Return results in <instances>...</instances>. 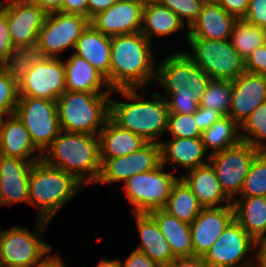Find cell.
I'll return each instance as SVG.
<instances>
[{
  "label": "cell",
  "instance_id": "46",
  "mask_svg": "<svg viewBox=\"0 0 266 267\" xmlns=\"http://www.w3.org/2000/svg\"><path fill=\"white\" fill-rule=\"evenodd\" d=\"M120 267H161L152 261L145 253L133 250L125 262L120 260Z\"/></svg>",
  "mask_w": 266,
  "mask_h": 267
},
{
  "label": "cell",
  "instance_id": "8",
  "mask_svg": "<svg viewBox=\"0 0 266 267\" xmlns=\"http://www.w3.org/2000/svg\"><path fill=\"white\" fill-rule=\"evenodd\" d=\"M192 52L186 55L211 79L233 81L244 73L245 59L232 47L228 40L188 38Z\"/></svg>",
  "mask_w": 266,
  "mask_h": 267
},
{
  "label": "cell",
  "instance_id": "43",
  "mask_svg": "<svg viewBox=\"0 0 266 267\" xmlns=\"http://www.w3.org/2000/svg\"><path fill=\"white\" fill-rule=\"evenodd\" d=\"M245 70L266 76V43L246 57Z\"/></svg>",
  "mask_w": 266,
  "mask_h": 267
},
{
  "label": "cell",
  "instance_id": "20",
  "mask_svg": "<svg viewBox=\"0 0 266 267\" xmlns=\"http://www.w3.org/2000/svg\"><path fill=\"white\" fill-rule=\"evenodd\" d=\"M34 162L0 155V192L3 205L28 203L29 175Z\"/></svg>",
  "mask_w": 266,
  "mask_h": 267
},
{
  "label": "cell",
  "instance_id": "45",
  "mask_svg": "<svg viewBox=\"0 0 266 267\" xmlns=\"http://www.w3.org/2000/svg\"><path fill=\"white\" fill-rule=\"evenodd\" d=\"M218 3L227 13L242 19L247 12L249 0H213Z\"/></svg>",
  "mask_w": 266,
  "mask_h": 267
},
{
  "label": "cell",
  "instance_id": "15",
  "mask_svg": "<svg viewBox=\"0 0 266 267\" xmlns=\"http://www.w3.org/2000/svg\"><path fill=\"white\" fill-rule=\"evenodd\" d=\"M3 6L15 48L21 54L33 53L47 13L32 0H11Z\"/></svg>",
  "mask_w": 266,
  "mask_h": 267
},
{
  "label": "cell",
  "instance_id": "1",
  "mask_svg": "<svg viewBox=\"0 0 266 267\" xmlns=\"http://www.w3.org/2000/svg\"><path fill=\"white\" fill-rule=\"evenodd\" d=\"M155 82L165 89L169 113L193 114L211 82V77L184 51H177L157 65Z\"/></svg>",
  "mask_w": 266,
  "mask_h": 267
},
{
  "label": "cell",
  "instance_id": "57",
  "mask_svg": "<svg viewBox=\"0 0 266 267\" xmlns=\"http://www.w3.org/2000/svg\"><path fill=\"white\" fill-rule=\"evenodd\" d=\"M9 1H11V0H0V5H3L5 3H8Z\"/></svg>",
  "mask_w": 266,
  "mask_h": 267
},
{
  "label": "cell",
  "instance_id": "5",
  "mask_svg": "<svg viewBox=\"0 0 266 267\" xmlns=\"http://www.w3.org/2000/svg\"><path fill=\"white\" fill-rule=\"evenodd\" d=\"M85 185L74 175L46 164L34 162L28 184V204L35 205L38 219L51 222L69 200Z\"/></svg>",
  "mask_w": 266,
  "mask_h": 267
},
{
  "label": "cell",
  "instance_id": "17",
  "mask_svg": "<svg viewBox=\"0 0 266 267\" xmlns=\"http://www.w3.org/2000/svg\"><path fill=\"white\" fill-rule=\"evenodd\" d=\"M264 102H266V76L245 71L231 81L228 116L239 126Z\"/></svg>",
  "mask_w": 266,
  "mask_h": 267
},
{
  "label": "cell",
  "instance_id": "33",
  "mask_svg": "<svg viewBox=\"0 0 266 267\" xmlns=\"http://www.w3.org/2000/svg\"><path fill=\"white\" fill-rule=\"evenodd\" d=\"M202 208L196 196L179 177L172 187L164 210L180 221L191 224Z\"/></svg>",
  "mask_w": 266,
  "mask_h": 267
},
{
  "label": "cell",
  "instance_id": "9",
  "mask_svg": "<svg viewBox=\"0 0 266 267\" xmlns=\"http://www.w3.org/2000/svg\"><path fill=\"white\" fill-rule=\"evenodd\" d=\"M165 166L160 164L157 168L136 174L127 179L122 188L133 205L132 213H150L164 209L174 183L179 177L174 172H164Z\"/></svg>",
  "mask_w": 266,
  "mask_h": 267
},
{
  "label": "cell",
  "instance_id": "50",
  "mask_svg": "<svg viewBox=\"0 0 266 267\" xmlns=\"http://www.w3.org/2000/svg\"><path fill=\"white\" fill-rule=\"evenodd\" d=\"M255 252L254 261L256 262L253 267H266V237L255 241Z\"/></svg>",
  "mask_w": 266,
  "mask_h": 267
},
{
  "label": "cell",
  "instance_id": "38",
  "mask_svg": "<svg viewBox=\"0 0 266 267\" xmlns=\"http://www.w3.org/2000/svg\"><path fill=\"white\" fill-rule=\"evenodd\" d=\"M18 98V77L14 66H0V111L14 114Z\"/></svg>",
  "mask_w": 266,
  "mask_h": 267
},
{
  "label": "cell",
  "instance_id": "7",
  "mask_svg": "<svg viewBox=\"0 0 266 267\" xmlns=\"http://www.w3.org/2000/svg\"><path fill=\"white\" fill-rule=\"evenodd\" d=\"M14 68L18 77L19 96L56 101L66 91L62 58L25 53Z\"/></svg>",
  "mask_w": 266,
  "mask_h": 267
},
{
  "label": "cell",
  "instance_id": "55",
  "mask_svg": "<svg viewBox=\"0 0 266 267\" xmlns=\"http://www.w3.org/2000/svg\"><path fill=\"white\" fill-rule=\"evenodd\" d=\"M10 114L6 111H0V131L4 122V118H6L7 116H9Z\"/></svg>",
  "mask_w": 266,
  "mask_h": 267
},
{
  "label": "cell",
  "instance_id": "56",
  "mask_svg": "<svg viewBox=\"0 0 266 267\" xmlns=\"http://www.w3.org/2000/svg\"><path fill=\"white\" fill-rule=\"evenodd\" d=\"M0 267H35V266H24V265H3V264H0Z\"/></svg>",
  "mask_w": 266,
  "mask_h": 267
},
{
  "label": "cell",
  "instance_id": "48",
  "mask_svg": "<svg viewBox=\"0 0 266 267\" xmlns=\"http://www.w3.org/2000/svg\"><path fill=\"white\" fill-rule=\"evenodd\" d=\"M164 267H209L203 257H176Z\"/></svg>",
  "mask_w": 266,
  "mask_h": 267
},
{
  "label": "cell",
  "instance_id": "22",
  "mask_svg": "<svg viewBox=\"0 0 266 267\" xmlns=\"http://www.w3.org/2000/svg\"><path fill=\"white\" fill-rule=\"evenodd\" d=\"M160 145L161 164L166 166L171 162L174 164L171 165L174 172L178 170L175 164L188 171L209 163L210 155L206 152L201 137L171 138L167 142L162 141Z\"/></svg>",
  "mask_w": 266,
  "mask_h": 267
},
{
  "label": "cell",
  "instance_id": "2",
  "mask_svg": "<svg viewBox=\"0 0 266 267\" xmlns=\"http://www.w3.org/2000/svg\"><path fill=\"white\" fill-rule=\"evenodd\" d=\"M151 43L141 32L111 37L112 90L138 88L145 92V85L155 81L156 62Z\"/></svg>",
  "mask_w": 266,
  "mask_h": 267
},
{
  "label": "cell",
  "instance_id": "40",
  "mask_svg": "<svg viewBox=\"0 0 266 267\" xmlns=\"http://www.w3.org/2000/svg\"><path fill=\"white\" fill-rule=\"evenodd\" d=\"M21 56L10 36L7 10L0 5V66H14Z\"/></svg>",
  "mask_w": 266,
  "mask_h": 267
},
{
  "label": "cell",
  "instance_id": "52",
  "mask_svg": "<svg viewBox=\"0 0 266 267\" xmlns=\"http://www.w3.org/2000/svg\"><path fill=\"white\" fill-rule=\"evenodd\" d=\"M35 267H66L62 259L58 254L46 255L41 261H39Z\"/></svg>",
  "mask_w": 266,
  "mask_h": 267
},
{
  "label": "cell",
  "instance_id": "27",
  "mask_svg": "<svg viewBox=\"0 0 266 267\" xmlns=\"http://www.w3.org/2000/svg\"><path fill=\"white\" fill-rule=\"evenodd\" d=\"M73 51L98 70L110 87L111 37L101 33L90 23L76 41Z\"/></svg>",
  "mask_w": 266,
  "mask_h": 267
},
{
  "label": "cell",
  "instance_id": "10",
  "mask_svg": "<svg viewBox=\"0 0 266 267\" xmlns=\"http://www.w3.org/2000/svg\"><path fill=\"white\" fill-rule=\"evenodd\" d=\"M89 24L90 20L81 14L60 11L47 14L33 54L62 58L60 54L65 50H74L76 41Z\"/></svg>",
  "mask_w": 266,
  "mask_h": 267
},
{
  "label": "cell",
  "instance_id": "29",
  "mask_svg": "<svg viewBox=\"0 0 266 267\" xmlns=\"http://www.w3.org/2000/svg\"><path fill=\"white\" fill-rule=\"evenodd\" d=\"M157 222L176 257H192L193 245L190 224L180 221L164 209L149 213Z\"/></svg>",
  "mask_w": 266,
  "mask_h": 267
},
{
  "label": "cell",
  "instance_id": "35",
  "mask_svg": "<svg viewBox=\"0 0 266 267\" xmlns=\"http://www.w3.org/2000/svg\"><path fill=\"white\" fill-rule=\"evenodd\" d=\"M241 140L266 152V102L261 103L240 125Z\"/></svg>",
  "mask_w": 266,
  "mask_h": 267
},
{
  "label": "cell",
  "instance_id": "44",
  "mask_svg": "<svg viewBox=\"0 0 266 267\" xmlns=\"http://www.w3.org/2000/svg\"><path fill=\"white\" fill-rule=\"evenodd\" d=\"M196 123L199 129L203 132L207 130L214 122L223 117L222 114L206 107H199L197 111L194 112Z\"/></svg>",
  "mask_w": 266,
  "mask_h": 267
},
{
  "label": "cell",
  "instance_id": "4",
  "mask_svg": "<svg viewBox=\"0 0 266 267\" xmlns=\"http://www.w3.org/2000/svg\"><path fill=\"white\" fill-rule=\"evenodd\" d=\"M41 159L74 175L85 186L96 184L101 172L99 137L61 131L43 151Z\"/></svg>",
  "mask_w": 266,
  "mask_h": 267
},
{
  "label": "cell",
  "instance_id": "39",
  "mask_svg": "<svg viewBox=\"0 0 266 267\" xmlns=\"http://www.w3.org/2000/svg\"><path fill=\"white\" fill-rule=\"evenodd\" d=\"M167 132L172 138H196L202 136L193 114L168 113Z\"/></svg>",
  "mask_w": 266,
  "mask_h": 267
},
{
  "label": "cell",
  "instance_id": "36",
  "mask_svg": "<svg viewBox=\"0 0 266 267\" xmlns=\"http://www.w3.org/2000/svg\"><path fill=\"white\" fill-rule=\"evenodd\" d=\"M231 103V81L212 79L199 100V107H206L227 116Z\"/></svg>",
  "mask_w": 266,
  "mask_h": 267
},
{
  "label": "cell",
  "instance_id": "31",
  "mask_svg": "<svg viewBox=\"0 0 266 267\" xmlns=\"http://www.w3.org/2000/svg\"><path fill=\"white\" fill-rule=\"evenodd\" d=\"M186 28L182 20L161 3L143 7L141 33L151 42L154 35L169 36L179 29Z\"/></svg>",
  "mask_w": 266,
  "mask_h": 267
},
{
  "label": "cell",
  "instance_id": "16",
  "mask_svg": "<svg viewBox=\"0 0 266 267\" xmlns=\"http://www.w3.org/2000/svg\"><path fill=\"white\" fill-rule=\"evenodd\" d=\"M100 160L101 172L97 184L125 182L130 177L155 169L161 164V145L147 142L129 155Z\"/></svg>",
  "mask_w": 266,
  "mask_h": 267
},
{
  "label": "cell",
  "instance_id": "25",
  "mask_svg": "<svg viewBox=\"0 0 266 267\" xmlns=\"http://www.w3.org/2000/svg\"><path fill=\"white\" fill-rule=\"evenodd\" d=\"M63 64L65 67L66 91L89 93L112 92L106 78L90 65L86 59L72 53L66 60H63Z\"/></svg>",
  "mask_w": 266,
  "mask_h": 267
},
{
  "label": "cell",
  "instance_id": "12",
  "mask_svg": "<svg viewBox=\"0 0 266 267\" xmlns=\"http://www.w3.org/2000/svg\"><path fill=\"white\" fill-rule=\"evenodd\" d=\"M14 114L41 153L61 132L56 101L19 96Z\"/></svg>",
  "mask_w": 266,
  "mask_h": 267
},
{
  "label": "cell",
  "instance_id": "23",
  "mask_svg": "<svg viewBox=\"0 0 266 267\" xmlns=\"http://www.w3.org/2000/svg\"><path fill=\"white\" fill-rule=\"evenodd\" d=\"M0 155L31 162L42 158V153L32 143L27 129L15 114L4 119L0 131Z\"/></svg>",
  "mask_w": 266,
  "mask_h": 267
},
{
  "label": "cell",
  "instance_id": "58",
  "mask_svg": "<svg viewBox=\"0 0 266 267\" xmlns=\"http://www.w3.org/2000/svg\"><path fill=\"white\" fill-rule=\"evenodd\" d=\"M3 205V200H2V197H1V192H0V206Z\"/></svg>",
  "mask_w": 266,
  "mask_h": 267
},
{
  "label": "cell",
  "instance_id": "26",
  "mask_svg": "<svg viewBox=\"0 0 266 267\" xmlns=\"http://www.w3.org/2000/svg\"><path fill=\"white\" fill-rule=\"evenodd\" d=\"M133 214L141 240L135 250L145 253L161 267L167 266L176 256L157 222L149 213Z\"/></svg>",
  "mask_w": 266,
  "mask_h": 267
},
{
  "label": "cell",
  "instance_id": "41",
  "mask_svg": "<svg viewBox=\"0 0 266 267\" xmlns=\"http://www.w3.org/2000/svg\"><path fill=\"white\" fill-rule=\"evenodd\" d=\"M206 0H160L159 3L176 14L189 29L197 20ZM187 19V20H186Z\"/></svg>",
  "mask_w": 266,
  "mask_h": 267
},
{
  "label": "cell",
  "instance_id": "3",
  "mask_svg": "<svg viewBox=\"0 0 266 267\" xmlns=\"http://www.w3.org/2000/svg\"><path fill=\"white\" fill-rule=\"evenodd\" d=\"M138 88L116 89L113 94H122L126 100L109 99V117L120 127L141 136L147 142L161 143L157 138L167 131L168 106L162 94H152V100H144Z\"/></svg>",
  "mask_w": 266,
  "mask_h": 267
},
{
  "label": "cell",
  "instance_id": "21",
  "mask_svg": "<svg viewBox=\"0 0 266 267\" xmlns=\"http://www.w3.org/2000/svg\"><path fill=\"white\" fill-rule=\"evenodd\" d=\"M237 18L227 13L218 3L206 0L197 20L188 29V38L228 40Z\"/></svg>",
  "mask_w": 266,
  "mask_h": 267
},
{
  "label": "cell",
  "instance_id": "47",
  "mask_svg": "<svg viewBox=\"0 0 266 267\" xmlns=\"http://www.w3.org/2000/svg\"><path fill=\"white\" fill-rule=\"evenodd\" d=\"M88 0H63L60 12L81 14L87 17Z\"/></svg>",
  "mask_w": 266,
  "mask_h": 267
},
{
  "label": "cell",
  "instance_id": "42",
  "mask_svg": "<svg viewBox=\"0 0 266 267\" xmlns=\"http://www.w3.org/2000/svg\"><path fill=\"white\" fill-rule=\"evenodd\" d=\"M242 19L264 29L266 27V0H249L246 15Z\"/></svg>",
  "mask_w": 266,
  "mask_h": 267
},
{
  "label": "cell",
  "instance_id": "49",
  "mask_svg": "<svg viewBox=\"0 0 266 267\" xmlns=\"http://www.w3.org/2000/svg\"><path fill=\"white\" fill-rule=\"evenodd\" d=\"M118 0H88L87 1V18L91 20L98 13L107 10Z\"/></svg>",
  "mask_w": 266,
  "mask_h": 267
},
{
  "label": "cell",
  "instance_id": "54",
  "mask_svg": "<svg viewBox=\"0 0 266 267\" xmlns=\"http://www.w3.org/2000/svg\"><path fill=\"white\" fill-rule=\"evenodd\" d=\"M137 3L141 4L143 7L150 5V4H155V3H159L160 0H134Z\"/></svg>",
  "mask_w": 266,
  "mask_h": 267
},
{
  "label": "cell",
  "instance_id": "32",
  "mask_svg": "<svg viewBox=\"0 0 266 267\" xmlns=\"http://www.w3.org/2000/svg\"><path fill=\"white\" fill-rule=\"evenodd\" d=\"M206 152L211 150L209 155L221 152L227 148L239 144L240 126L228 115L221 117L214 122L201 136Z\"/></svg>",
  "mask_w": 266,
  "mask_h": 267
},
{
  "label": "cell",
  "instance_id": "37",
  "mask_svg": "<svg viewBox=\"0 0 266 267\" xmlns=\"http://www.w3.org/2000/svg\"><path fill=\"white\" fill-rule=\"evenodd\" d=\"M240 197H266V152H260L254 158Z\"/></svg>",
  "mask_w": 266,
  "mask_h": 267
},
{
  "label": "cell",
  "instance_id": "28",
  "mask_svg": "<svg viewBox=\"0 0 266 267\" xmlns=\"http://www.w3.org/2000/svg\"><path fill=\"white\" fill-rule=\"evenodd\" d=\"M98 137L100 159L129 155L147 143L141 136L117 125L110 117L107 118Z\"/></svg>",
  "mask_w": 266,
  "mask_h": 267
},
{
  "label": "cell",
  "instance_id": "51",
  "mask_svg": "<svg viewBox=\"0 0 266 267\" xmlns=\"http://www.w3.org/2000/svg\"><path fill=\"white\" fill-rule=\"evenodd\" d=\"M47 14L53 12H59L62 6L63 0H32Z\"/></svg>",
  "mask_w": 266,
  "mask_h": 267
},
{
  "label": "cell",
  "instance_id": "34",
  "mask_svg": "<svg viewBox=\"0 0 266 267\" xmlns=\"http://www.w3.org/2000/svg\"><path fill=\"white\" fill-rule=\"evenodd\" d=\"M229 41L239 55L246 59L256 48L266 43L265 30L244 19H237L233 25Z\"/></svg>",
  "mask_w": 266,
  "mask_h": 267
},
{
  "label": "cell",
  "instance_id": "30",
  "mask_svg": "<svg viewBox=\"0 0 266 267\" xmlns=\"http://www.w3.org/2000/svg\"><path fill=\"white\" fill-rule=\"evenodd\" d=\"M232 204L234 219L255 241L266 237V197H239Z\"/></svg>",
  "mask_w": 266,
  "mask_h": 267
},
{
  "label": "cell",
  "instance_id": "24",
  "mask_svg": "<svg viewBox=\"0 0 266 267\" xmlns=\"http://www.w3.org/2000/svg\"><path fill=\"white\" fill-rule=\"evenodd\" d=\"M187 172L179 177L187 184L203 208L232 205V201L222 191L215 170L210 163Z\"/></svg>",
  "mask_w": 266,
  "mask_h": 267
},
{
  "label": "cell",
  "instance_id": "18",
  "mask_svg": "<svg viewBox=\"0 0 266 267\" xmlns=\"http://www.w3.org/2000/svg\"><path fill=\"white\" fill-rule=\"evenodd\" d=\"M233 219V204L202 208L190 224L193 256L204 257Z\"/></svg>",
  "mask_w": 266,
  "mask_h": 267
},
{
  "label": "cell",
  "instance_id": "14",
  "mask_svg": "<svg viewBox=\"0 0 266 267\" xmlns=\"http://www.w3.org/2000/svg\"><path fill=\"white\" fill-rule=\"evenodd\" d=\"M254 248L255 240L233 219L203 259L209 267H253L247 256Z\"/></svg>",
  "mask_w": 266,
  "mask_h": 267
},
{
  "label": "cell",
  "instance_id": "6",
  "mask_svg": "<svg viewBox=\"0 0 266 267\" xmlns=\"http://www.w3.org/2000/svg\"><path fill=\"white\" fill-rule=\"evenodd\" d=\"M111 94L65 91L56 100L61 131L98 135L109 117Z\"/></svg>",
  "mask_w": 266,
  "mask_h": 267
},
{
  "label": "cell",
  "instance_id": "19",
  "mask_svg": "<svg viewBox=\"0 0 266 267\" xmlns=\"http://www.w3.org/2000/svg\"><path fill=\"white\" fill-rule=\"evenodd\" d=\"M143 6L134 0H118L94 16L90 23L109 37L141 32Z\"/></svg>",
  "mask_w": 266,
  "mask_h": 267
},
{
  "label": "cell",
  "instance_id": "53",
  "mask_svg": "<svg viewBox=\"0 0 266 267\" xmlns=\"http://www.w3.org/2000/svg\"><path fill=\"white\" fill-rule=\"evenodd\" d=\"M97 267H120V260L119 259H102L100 262L97 263Z\"/></svg>",
  "mask_w": 266,
  "mask_h": 267
},
{
  "label": "cell",
  "instance_id": "13",
  "mask_svg": "<svg viewBox=\"0 0 266 267\" xmlns=\"http://www.w3.org/2000/svg\"><path fill=\"white\" fill-rule=\"evenodd\" d=\"M260 153L251 144H239L209 156L222 191L233 202L239 196L254 158Z\"/></svg>",
  "mask_w": 266,
  "mask_h": 267
},
{
  "label": "cell",
  "instance_id": "11",
  "mask_svg": "<svg viewBox=\"0 0 266 267\" xmlns=\"http://www.w3.org/2000/svg\"><path fill=\"white\" fill-rule=\"evenodd\" d=\"M35 231L14 226L0 233V264L35 266L52 250L41 239L49 221L38 219ZM43 231V232H42Z\"/></svg>",
  "mask_w": 266,
  "mask_h": 267
}]
</instances>
